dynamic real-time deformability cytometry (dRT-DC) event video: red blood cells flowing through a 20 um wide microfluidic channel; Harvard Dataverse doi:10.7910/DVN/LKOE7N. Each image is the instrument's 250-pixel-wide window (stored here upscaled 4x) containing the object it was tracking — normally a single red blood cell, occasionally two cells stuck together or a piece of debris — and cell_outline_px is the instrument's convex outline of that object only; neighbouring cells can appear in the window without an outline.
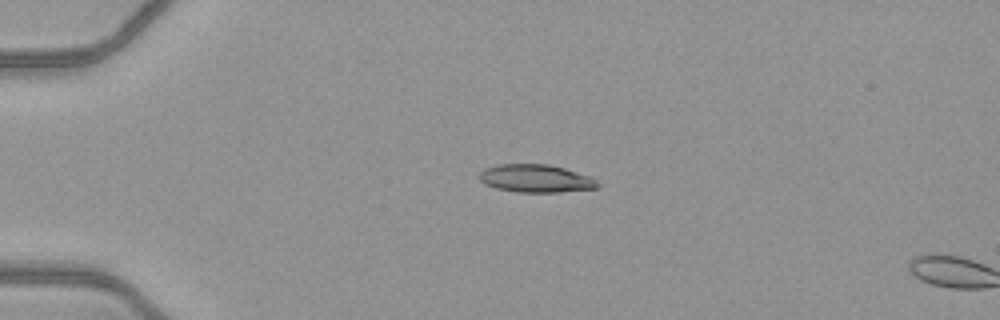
{"species": "common noctule bat (a hibernating species)", "species_latin": "Nyctalus noctula", "temperature_condition": "warm", "stored_images_in_passage": 3, "camera_frame_rate_fps": 3000, "um_per_image_px": 0.085, "animal": {"sex": "female", "body_mass_g": 21.9}, "frame": {"image": 1, "passage_image": 1, "time_ms": 0.0, "image_size_px": [1000, 320], "cell_outline_px": [[600, 188], [560, 192], [516, 192], [496, 188], [484, 184], [480, 180], [480, 172], [484, 168], [496, 164], [548, 164], [564, 168], [592, 176], [600, 184]], "centroid_in_image_um": [45.57, 15.17], "position_along_channel_um": 39.4, "area_um2": 19.48}}